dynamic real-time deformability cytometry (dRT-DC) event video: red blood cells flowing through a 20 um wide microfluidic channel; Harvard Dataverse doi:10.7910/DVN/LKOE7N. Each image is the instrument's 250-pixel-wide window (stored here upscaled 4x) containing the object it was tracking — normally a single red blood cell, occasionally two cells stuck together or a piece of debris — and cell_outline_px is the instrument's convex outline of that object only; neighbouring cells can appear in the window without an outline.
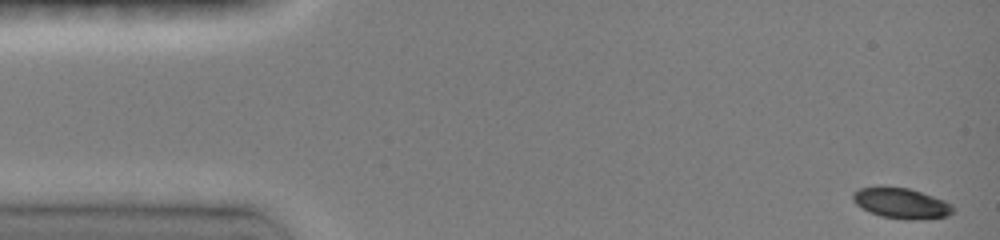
{"species": "common noctule bat (a hibernating species)", "species_latin": "Nyctalus noctula", "temperature_condition": "room temperature", "stored_images_in_passage": 56, "camera_frame_rate_fps": 3000, "um_per_image_px": 0.085, "animal": {"sex": "female", "body_mass_g": 19.0, "forearm_length_mm": 51.5}, "frame": {"image": 1, "passage_image": 1, "time_ms": 0.0, "image_size_px": [1000, 240], "cell_outline_px": [[956, 208], [948, 216], [916, 220], [904, 220], [880, 216], [856, 204], [852, 200], [852, 192], [860, 188], [880, 184], [908, 188], [944, 200], [952, 204]], "centroid_in_image_um": [76.59, 17.25], "position_along_channel_um": 8.4, "area_um2": 18.21}}
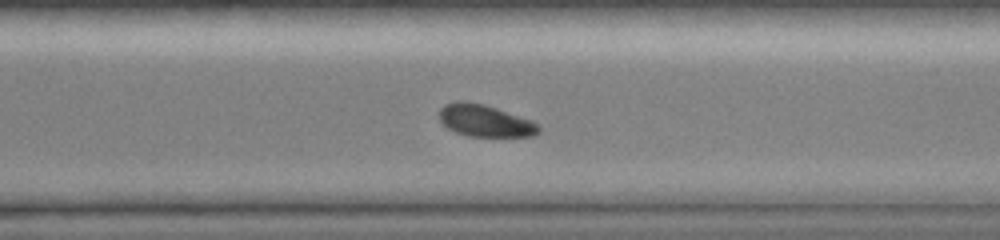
{"frame": {"image": 2, "passage_image": 34, "time_ms": 11.0, "image_size_px": [1000, 240], "cell_outline_px": [[540, 132], [532, 136], [468, 136], [456, 132], [448, 128], [440, 120], [440, 108], [444, 104], [456, 100], [468, 100], [484, 104], [532, 120], [540, 128]], "centroid_in_image_um": [41.2, 10.24], "position_along_channel_um": 329.4, "area_um2": 18.55}}
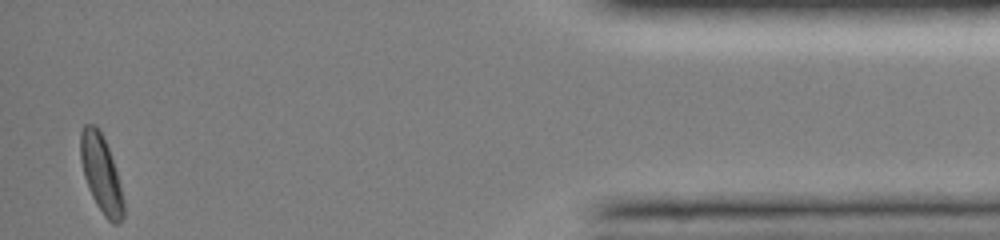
{"frame": {"image": 3, "passage_image": 55, "time_ms": 15.0, "image_size_px": [1000, 240], "cell_outline_px": [[124, 216], [120, 224], [112, 224], [104, 216], [96, 204], [88, 188], [84, 176], [80, 160], [80, 132], [84, 124], [96, 124], [108, 148], [116, 172], [124, 200]], "centroid_in_image_um": [8.58, 14.8], "position_along_channel_um": 426.6, "area_um2": 19.36}, "authors_computed_cell_mechanics": {"area_um2": 18.6983, "velocity_mm_per_s": 3.9878, "shape_relaxation_time_tau1_ms": 2.3665, "shape_relaxation_time_tau2_ms": null, "deformation_change_tau1": 0.1014, "deformation_change_tau2": null}}